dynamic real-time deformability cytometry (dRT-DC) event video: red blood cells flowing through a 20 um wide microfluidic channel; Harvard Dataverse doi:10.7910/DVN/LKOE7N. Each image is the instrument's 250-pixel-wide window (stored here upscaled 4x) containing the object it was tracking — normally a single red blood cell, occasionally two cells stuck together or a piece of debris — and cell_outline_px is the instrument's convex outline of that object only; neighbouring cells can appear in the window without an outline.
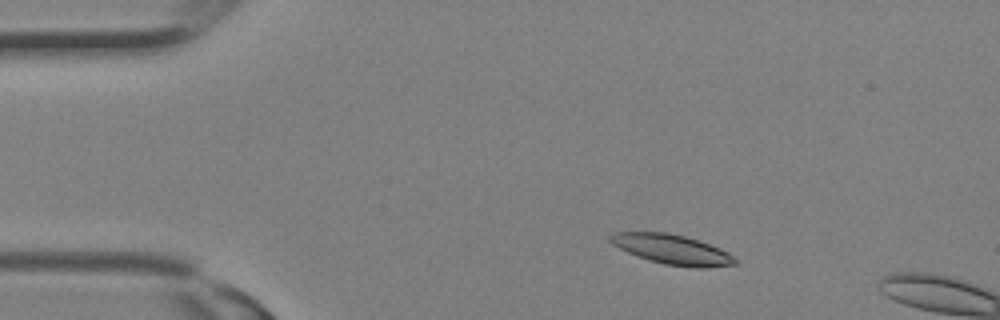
{"species": "Egyptian fruit bat (a non-hibernating species)", "species_latin": "Rousettus aegyptiacus", "temperature_condition": "room temperature", "stored_images_in_passage": 5, "camera_frame_rate_fps": 3000, "um_per_image_px": 0.085, "animal": {"sex": "female"}, "frame": {"image": 1, "passage_image": 3, "time_ms": 0.667, "image_size_px": [1000, 320], "cell_outline_px": [[736, 264], [708, 268], [692, 268], [664, 264], [648, 260], [636, 256], [612, 244], [608, 240], [608, 236], [616, 232], [668, 232], [684, 236], [720, 248], [728, 252], [736, 260]], "centroid_in_image_um": [57.11, 21.21], "position_along_channel_um": 27.9, "area_um2": 21.68}}